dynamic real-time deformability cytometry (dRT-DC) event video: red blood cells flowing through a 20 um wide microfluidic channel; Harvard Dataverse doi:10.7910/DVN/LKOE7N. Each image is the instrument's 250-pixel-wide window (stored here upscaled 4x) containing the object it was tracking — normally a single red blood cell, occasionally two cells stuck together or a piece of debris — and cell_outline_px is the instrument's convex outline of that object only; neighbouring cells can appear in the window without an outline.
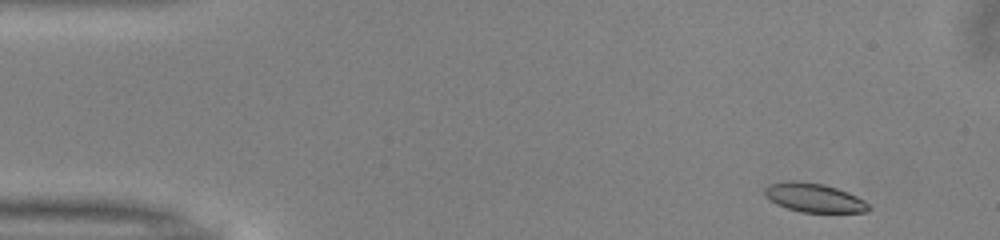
{"species": "common noctule bat (a hibernating species)", "species_latin": "Nyctalus noctula", "temperature_condition": "warm", "stored_images_in_passage": 49, "camera_frame_rate_fps": 3000, "um_per_image_px": 0.085, "animal": {"sex": "male", "body_mass_g": 13.0, "forearm_length_mm": 53.1}, "frame": {"image": 1, "passage_image": 2, "time_ms": 0.333, "image_size_px": [1000, 240], "cell_outline_px": [[872, 208], [868, 212], [800, 212], [776, 204], [764, 192], [764, 188], [772, 184], [792, 180], [824, 184], [848, 192], [864, 200]], "centroid_in_image_um": [69.24, 16.81], "position_along_channel_um": 15.8, "area_um2": 17.28}}
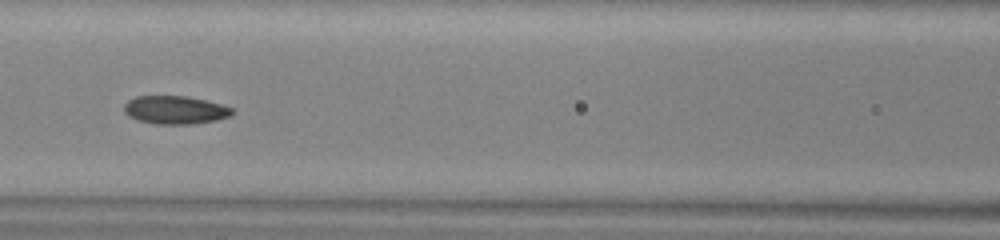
{"frame": {"image": 2, "passage_image": 20, "time_ms": 6.333, "image_size_px": [1000, 240], "cell_outline_px": [[236, 112], [232, 116], [216, 120], [192, 124], [152, 124], [136, 120], [128, 116], [124, 112], [124, 104], [128, 100], [136, 96], [184, 96], [204, 100], [220, 104], [232, 108]], "centroid_in_image_um": [14.87, 9.36], "position_along_channel_um": 151.7, "area_um2": 17.92}}
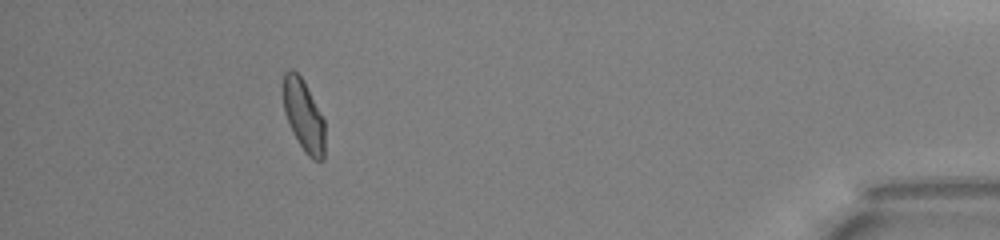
{"frame": {"image": 3, "passage_image": 44, "time_ms": 14.333, "image_size_px": [1000, 240], "cell_outline_px": [[324, 160], [312, 160], [304, 152], [292, 132], [284, 112], [284, 72], [288, 68], [292, 68], [300, 76], [324, 120]], "centroid_in_image_um": [25.8, 9.86], "position_along_channel_um": 409.4, "area_um2": 17.11}, "authors_computed_cell_mechanics": {"area_um2": 17.7446, "velocity_mm_per_s": 3.9917, "shape_relaxation_time_tau1_ms": 3.9803, "shape_relaxation_time_tau2_ms": 2.0357, "deformation_change_tau1": 0.1338, "deformation_change_tau2": 0.0592}}